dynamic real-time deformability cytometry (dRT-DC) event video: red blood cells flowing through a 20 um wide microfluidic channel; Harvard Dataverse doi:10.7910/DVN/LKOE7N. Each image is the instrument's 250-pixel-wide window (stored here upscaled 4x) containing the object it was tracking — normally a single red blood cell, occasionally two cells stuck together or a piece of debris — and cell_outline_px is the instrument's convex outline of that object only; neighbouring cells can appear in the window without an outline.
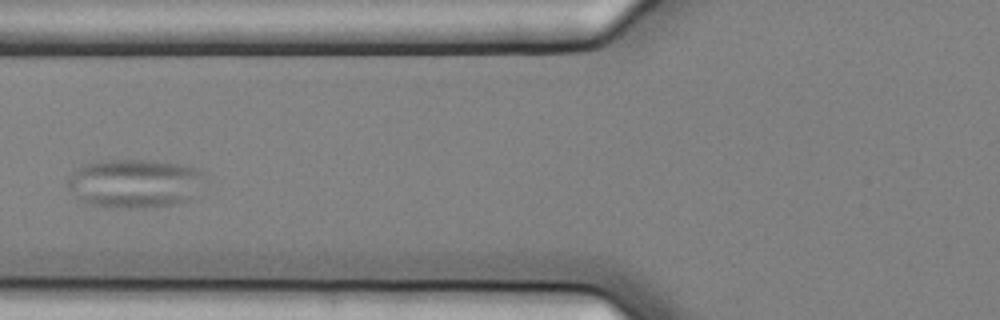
{"species": "common noctule bat (a hibernating species)", "species_latin": "Nyctalus noctula", "temperature_condition": "cold", "stored_images_in_passage": 8, "camera_frame_rate_fps": 3000, "um_per_image_px": 0.085, "animal": {"sex": "female", "body_mass_g": 25.1}, "frame": {"image": 1, "passage_image": 3, "time_ms": 0.667, "image_size_px": [1000, 320], "cell_outline_px": [[204, 176], [188, 200], [176, 204], [144, 208], [116, 208], [88, 204], [80, 200], [76, 196], [68, 184], [68, 180], [76, 168], [84, 164], [96, 160], [148, 160], [176, 164], [196, 168], [204, 172]], "centroid_in_image_um": [11.39, 15.58], "position_along_channel_um": 114.4, "area_um2": 38.61}}
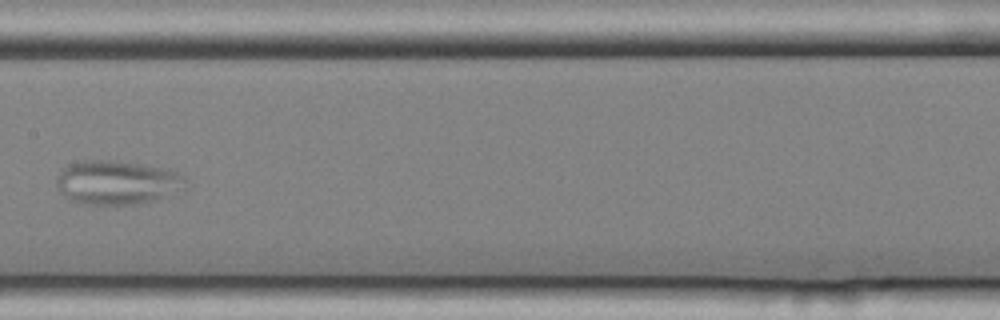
{"frame": {"image": 2, "passage_image": 5, "time_ms": 1.333, "image_size_px": [1000, 320], "cell_outline_px": [[188, 188], [164, 196], [136, 204], [84, 204], [68, 200], [60, 192], [56, 184], [56, 180], [60, 172], [64, 168], [72, 164], [84, 160], [108, 160], [140, 164], [168, 168], [180, 172], [184, 176]], "centroid_in_image_um": [9.97, 15.51], "position_along_channel_um": 197.4, "area_um2": 33.06}}